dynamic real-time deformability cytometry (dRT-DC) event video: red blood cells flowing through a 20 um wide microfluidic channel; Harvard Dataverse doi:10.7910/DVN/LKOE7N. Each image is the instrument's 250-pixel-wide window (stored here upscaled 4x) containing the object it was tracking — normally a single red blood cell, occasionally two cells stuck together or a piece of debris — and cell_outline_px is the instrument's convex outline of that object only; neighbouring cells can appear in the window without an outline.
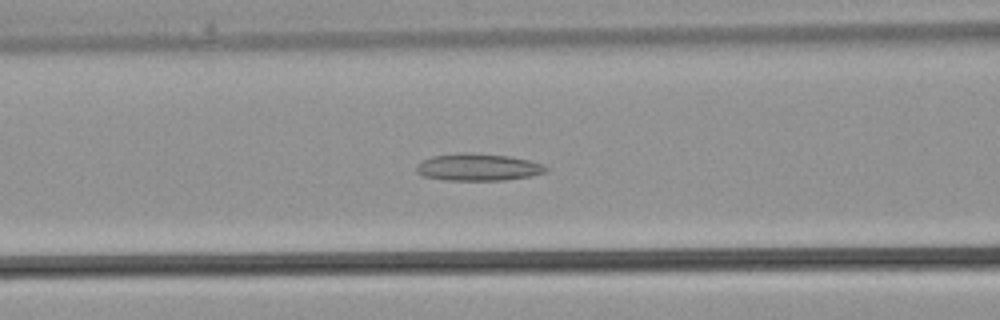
{"species": "common noctule bat (a hibernating species)", "species_latin": "Nyctalus noctula", "temperature_condition": "warm", "stored_images_in_passage": 36, "camera_frame_rate_fps": 3000, "um_per_image_px": 0.085, "animal": {"sex": "male", "body_mass_g": 21.5, "forearm_length_mm": 52.0}, "frame": {"image": 1, "passage_image": 14, "time_ms": 4.333, "image_size_px": [1000, 320], "cell_outline_px": [[548, 168], [544, 172], [532, 176], [504, 180], [444, 180], [424, 176], [416, 172], [416, 164], [432, 156], [460, 152], [472, 152], [508, 156], [528, 160], [544, 164]], "centroid_in_image_um": [40.62, 14.2], "position_along_channel_um": 126.0, "area_um2": 20.58}}
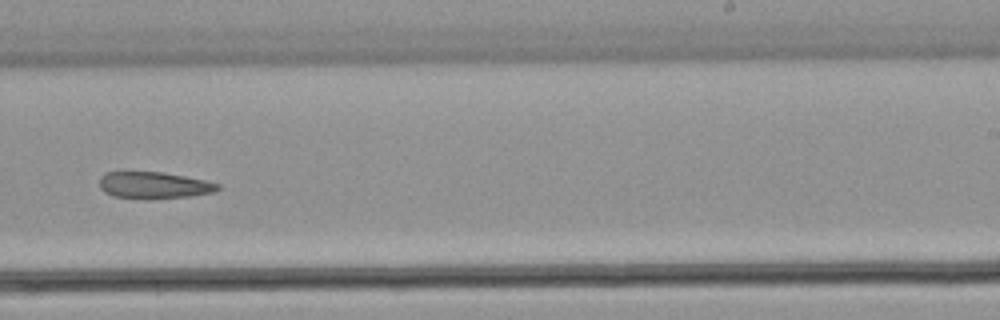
{"frame": {"image": 2, "passage_image": 22, "time_ms": 7.0, "image_size_px": [1000, 320], "cell_outline_px": [[220, 188], [212, 192], [188, 196], [152, 200], [148, 200], [112, 196], [104, 192], [100, 188], [100, 176], [104, 172], [124, 168], [160, 172], [184, 176], [204, 180], [220, 184]], "centroid_in_image_um": [12.95, 15.71], "position_along_channel_um": 276.1, "area_um2": 19.36}}
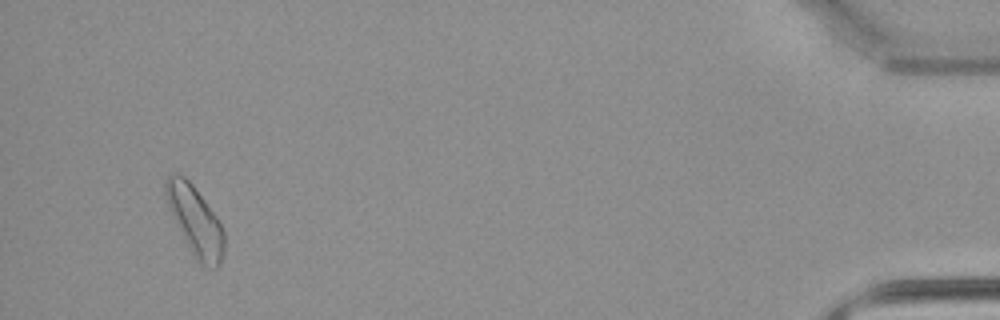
{"frame": {"image": 3, "passage_image": 34, "time_ms": 11.0, "image_size_px": [1000, 320], "cell_outline_px": [[224, 252], [220, 264], [216, 268], [200, 264], [196, 260], [176, 224], [168, 208], [164, 192], [164, 180], [168, 176], [184, 176], [192, 184], [216, 216], [224, 232]], "centroid_in_image_um": [16.58, 18.78], "position_along_channel_um": 418.6, "area_um2": 23.18}}